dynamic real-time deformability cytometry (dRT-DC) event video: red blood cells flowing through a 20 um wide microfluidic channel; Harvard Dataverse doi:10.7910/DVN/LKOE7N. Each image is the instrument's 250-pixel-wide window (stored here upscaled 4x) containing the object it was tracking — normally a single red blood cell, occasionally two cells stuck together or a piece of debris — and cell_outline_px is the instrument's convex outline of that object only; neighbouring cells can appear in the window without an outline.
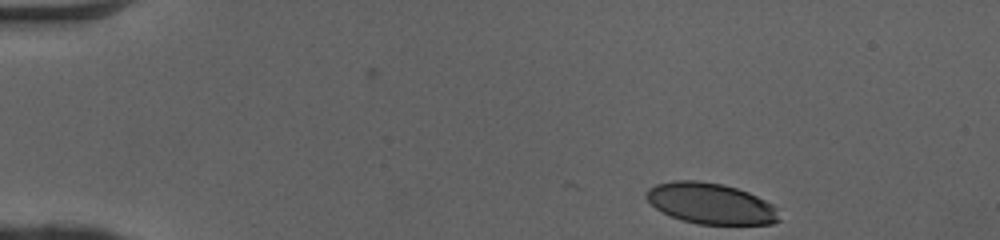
{"species": "human", "species_latin": "Homo sapiens", "temperature_condition": "cold", "stored_images_in_passage": 44, "camera_frame_rate_fps": 3000, "um_per_image_px": 0.085, "donor": {"sex": "female"}, "frame": {"image": 1, "passage_image": 1, "time_ms": 0.0, "image_size_px": [1000, 240], "cell_outline_px": [[780, 220], [772, 224], [696, 224], [680, 220], [656, 208], [644, 196], [648, 188], [656, 184], [672, 180], [696, 180], [724, 184], [748, 192], [772, 204], [776, 208]], "centroid_in_image_um": [60.39, 17.29], "position_along_channel_um": 24.6, "area_um2": 31.67}}
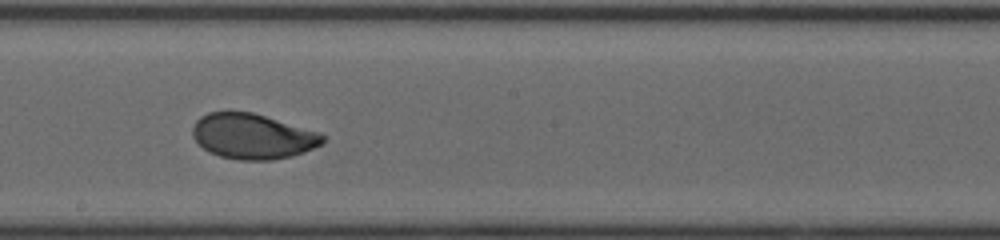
{"frame": {"image": 2, "passage_image": 23, "time_ms": 7.333, "image_size_px": [1000, 240], "cell_outline_px": [[324, 144], [304, 152], [292, 156], [272, 160], [240, 160], [220, 156], [208, 152], [192, 136], [192, 128], [196, 120], [200, 116], [208, 112], [252, 112], [320, 132], [324, 136]], "centroid_in_image_um": [21.48, 11.59], "position_along_channel_um": 226.7, "area_um2": 34.39}}
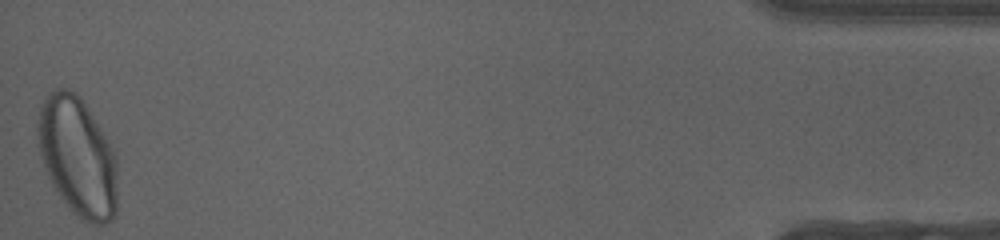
{"frame": {"image": 3, "passage_image": 44, "time_ms": 14.333, "image_size_px": [1000, 240], "cell_outline_px": [[116, 216], [112, 220], [104, 224], [92, 224], [80, 220], [68, 208], [52, 184], [48, 176], [36, 144], [36, 124], [40, 108], [48, 92], [56, 88], [68, 88], [76, 92], [80, 96], [108, 140], [116, 156]], "centroid_in_image_um": [6.57, 13.32], "position_along_channel_um": 428.6, "area_um2": 55.78}, "authors_computed_cell_mechanics": {"area_um2": 34.969, "velocity_mm_per_s": 4.086, "shape_relaxation_time_tau1_ms": 3.1656, "shape_relaxation_time_tau2_ms": 0.8716, "deformation_change_tau1": 0.1633, "deformation_change_tau2": 0.0498}}